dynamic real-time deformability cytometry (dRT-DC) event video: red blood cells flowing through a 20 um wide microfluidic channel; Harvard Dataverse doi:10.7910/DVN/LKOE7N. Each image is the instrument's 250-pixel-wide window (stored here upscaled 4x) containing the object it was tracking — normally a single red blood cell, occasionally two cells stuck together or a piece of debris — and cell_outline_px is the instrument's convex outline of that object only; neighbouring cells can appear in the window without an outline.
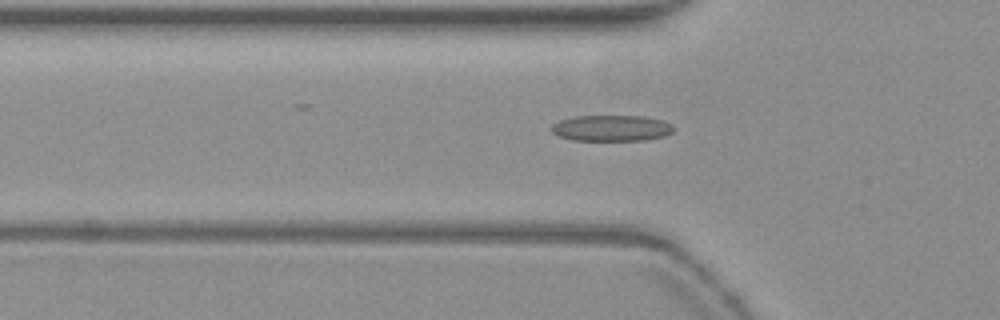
{"species": "common noctule bat (a hibernating species)", "species_latin": "Nyctalus noctula", "temperature_condition": "warm", "stored_images_in_passage": 51, "camera_frame_rate_fps": 3000, "um_per_image_px": 0.085, "animal": {"sex": "female", "body_mass_g": 19.3, "forearm_length_mm": 54.1}, "frame": {"image": 1, "passage_image": 18, "time_ms": 5.667, "image_size_px": [1000, 320], "cell_outline_px": [[676, 128], [672, 132], [664, 136], [644, 140], [572, 140], [560, 136], [552, 132], [552, 124], [560, 120], [572, 116], [644, 116], [660, 120], [672, 124]], "centroid_in_image_um": [51.98, 10.88], "position_along_channel_um": 73.8, "area_um2": 18.5}}
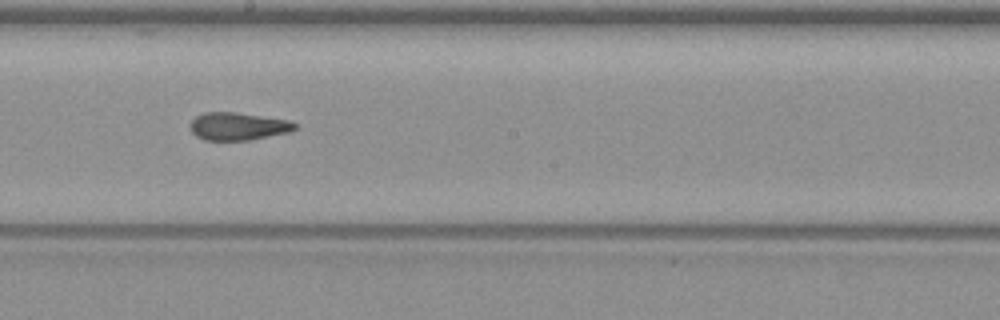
{"frame": {"image": 2, "passage_image": 30, "time_ms": 9.667, "image_size_px": [1000, 320], "cell_outline_px": [[296, 128], [288, 132], [248, 140], [204, 140], [196, 136], [192, 132], [192, 120], [196, 116], [204, 112], [236, 112], [288, 120], [296, 124]], "centroid_in_image_um": [20.21, 10.73], "position_along_channel_um": 228.0, "area_um2": 16.65}}
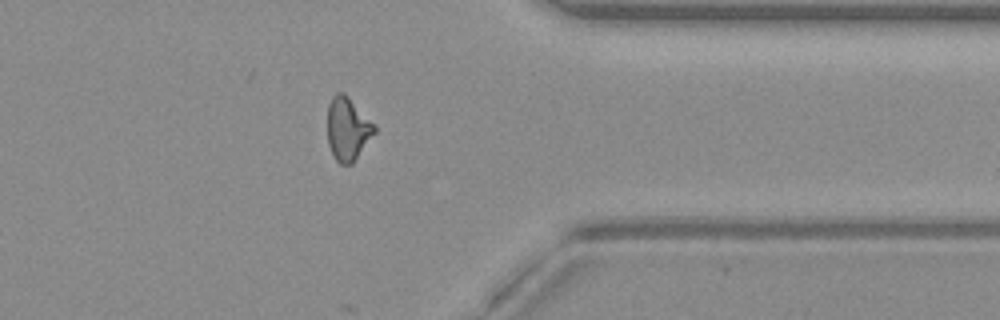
{"frame": {"image": 3, "passage_image": 43, "time_ms": 14.0, "image_size_px": [1000, 320], "cell_outline_px": [[376, 132], [352, 164], [340, 164], [336, 160], [328, 144], [328, 104], [332, 96], [336, 92], [344, 92], [348, 96], [376, 128]], "centroid_in_image_um": [29.53, 10.96], "position_along_channel_um": 381.9, "area_um2": 17.05}}